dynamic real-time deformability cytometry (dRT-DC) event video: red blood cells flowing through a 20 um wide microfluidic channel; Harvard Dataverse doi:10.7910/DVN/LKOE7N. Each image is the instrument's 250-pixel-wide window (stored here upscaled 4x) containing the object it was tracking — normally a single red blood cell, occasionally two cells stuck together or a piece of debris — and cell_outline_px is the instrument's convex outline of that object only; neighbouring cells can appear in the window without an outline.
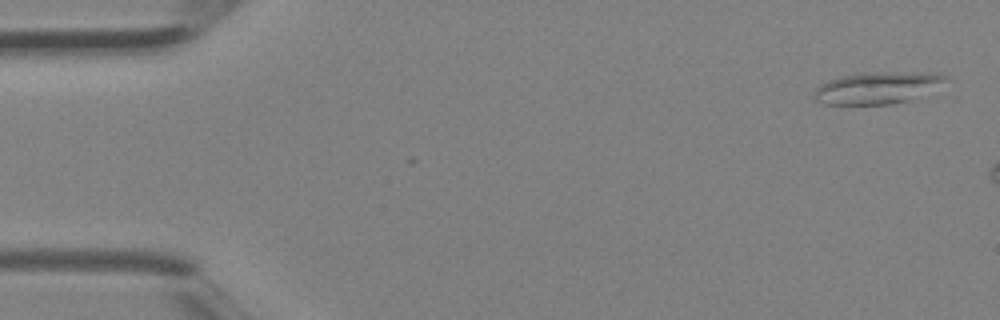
{"species": "Egyptian fruit bat (a non-hibernating species)", "species_latin": "Rousettus aegyptiacus", "temperature_condition": "room temperature", "stored_images_in_passage": 3, "camera_frame_rate_fps": 3000, "um_per_image_px": 0.085, "animal": {"sex": "female"}, "frame": {"image": 1, "passage_image": 1, "time_ms": 0.0, "image_size_px": [1000, 320], "cell_outline_px": [[948, 76], [944, 80], [908, 100], [892, 104], [824, 104], [816, 100], [816, 88], [820, 84], [828, 80], [844, 76], [884, 72], [932, 72]], "centroid_in_image_um": [74.5, 7.46], "position_along_channel_um": 10.5, "area_um2": 23.29}}